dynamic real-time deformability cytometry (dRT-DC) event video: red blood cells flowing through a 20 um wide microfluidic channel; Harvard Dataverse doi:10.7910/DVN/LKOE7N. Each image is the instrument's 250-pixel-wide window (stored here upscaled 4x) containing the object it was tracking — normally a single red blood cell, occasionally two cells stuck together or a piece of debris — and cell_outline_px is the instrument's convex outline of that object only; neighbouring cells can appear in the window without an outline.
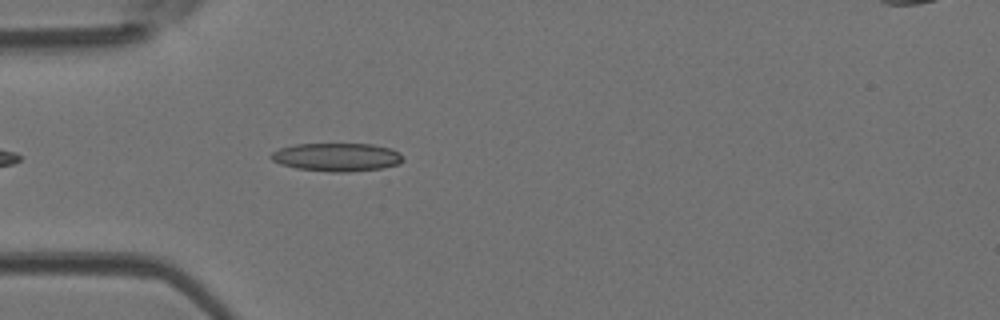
{"species": "Egyptian fruit bat (a non-hibernating species)", "species_latin": "Rousettus aegyptiacus", "temperature_condition": "room temperature", "stored_images_in_passage": 8, "camera_frame_rate_fps": 3000, "um_per_image_px": 0.085, "animal": {"sex": "female"}, "frame": {"image": 1, "passage_image": 4, "time_ms": 1.0, "image_size_px": [1000, 320], "cell_outline_px": [[404, 160], [400, 164], [380, 168], [348, 172], [332, 172], [296, 168], [280, 164], [272, 160], [268, 156], [272, 152], [280, 148], [296, 144], [372, 144], [392, 148], [400, 152], [404, 156]], "centroid_in_image_um": [28.66, 13.35], "position_along_channel_um": 56.3, "area_um2": 21.91}}